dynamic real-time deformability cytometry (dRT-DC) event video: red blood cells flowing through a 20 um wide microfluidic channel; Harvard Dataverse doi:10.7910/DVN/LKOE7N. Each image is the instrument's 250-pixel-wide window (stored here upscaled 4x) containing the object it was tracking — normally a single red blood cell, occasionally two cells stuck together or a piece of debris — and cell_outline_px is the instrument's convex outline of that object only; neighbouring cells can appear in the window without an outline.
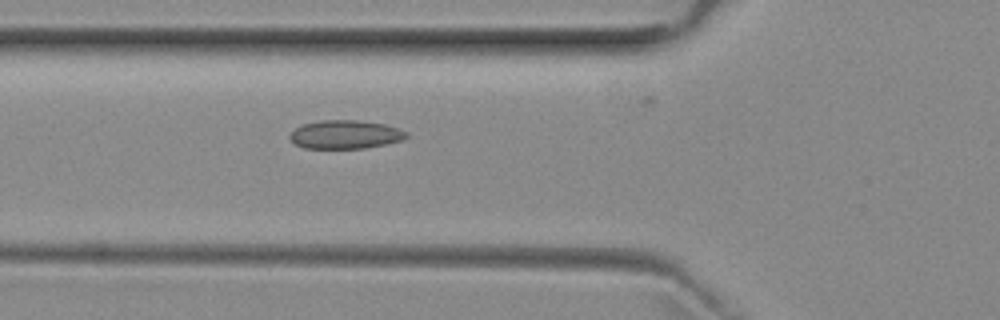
{"species": "common noctule bat (a hibernating species)", "species_latin": "Nyctalus noctula", "temperature_condition": "room temperature", "stored_images_in_passage": 6, "camera_frame_rate_fps": 3000, "um_per_image_px": 0.085, "animal": {"sex": "female", "body_mass_g": 29.2, "forearm_length_mm": 56.3}, "frame": {"image": 1, "passage_image": 2, "time_ms": 0.333, "image_size_px": [1000, 320], "cell_outline_px": [[408, 136], [404, 140], [364, 148], [304, 148], [296, 144], [288, 136], [300, 124], [320, 120], [360, 120], [384, 124], [400, 128], [408, 132]], "centroid_in_image_um": [29.37, 11.42], "position_along_channel_um": 96.4, "area_um2": 19.48}}
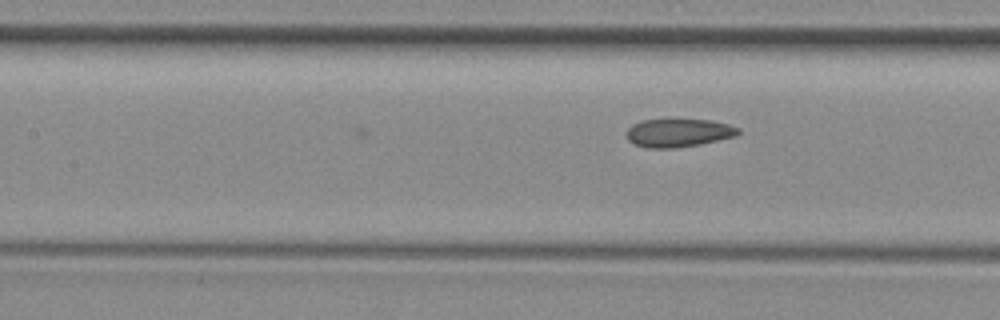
{"frame": {"image": 2, "passage_image": 6, "time_ms": 1.667, "image_size_px": [1000, 320], "cell_outline_px": [[740, 132], [736, 136], [700, 144], [676, 148], [648, 148], [636, 144], [628, 140], [628, 128], [632, 124], [644, 120], [712, 120], [728, 124], [740, 128]], "centroid_in_image_um": [57.7, 11.29], "position_along_channel_um": 149.7, "area_um2": 18.21}}